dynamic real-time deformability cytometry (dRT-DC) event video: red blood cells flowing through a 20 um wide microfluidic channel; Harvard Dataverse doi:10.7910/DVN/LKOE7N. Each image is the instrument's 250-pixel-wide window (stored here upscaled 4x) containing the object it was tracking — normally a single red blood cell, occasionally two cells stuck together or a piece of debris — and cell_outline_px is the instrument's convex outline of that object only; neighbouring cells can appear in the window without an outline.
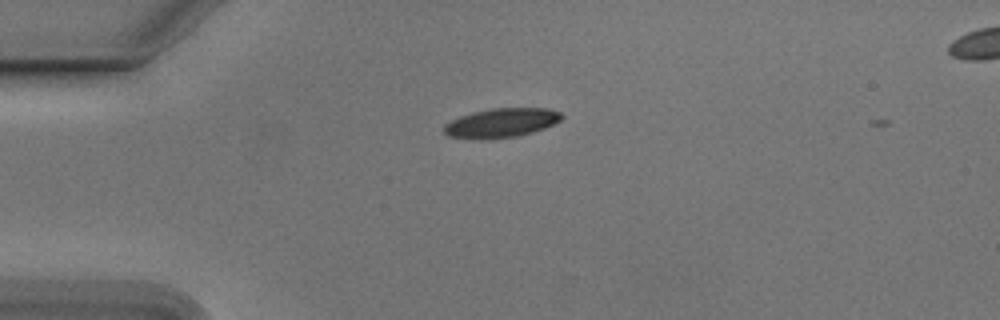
{"species": "Egyptian fruit bat (a non-hibernating species)", "species_latin": "Rousettus aegyptiacus", "temperature_condition": "cold", "stored_images_in_passage": 3, "camera_frame_rate_fps": 3000, "um_per_image_px": 0.085, "animal": {"sex": "male"}, "frame": {"image": 1, "passage_image": 2, "time_ms": 0.333, "image_size_px": [1000, 320], "cell_outline_px": [[564, 116], [560, 120], [544, 128], [532, 132], [516, 136], [488, 140], [472, 140], [448, 136], [444, 132], [444, 124], [460, 116], [472, 112], [492, 108], [548, 108], [560, 112]], "centroid_in_image_um": [42.57, 10.46], "position_along_channel_um": 42.4, "area_um2": 20.23}}